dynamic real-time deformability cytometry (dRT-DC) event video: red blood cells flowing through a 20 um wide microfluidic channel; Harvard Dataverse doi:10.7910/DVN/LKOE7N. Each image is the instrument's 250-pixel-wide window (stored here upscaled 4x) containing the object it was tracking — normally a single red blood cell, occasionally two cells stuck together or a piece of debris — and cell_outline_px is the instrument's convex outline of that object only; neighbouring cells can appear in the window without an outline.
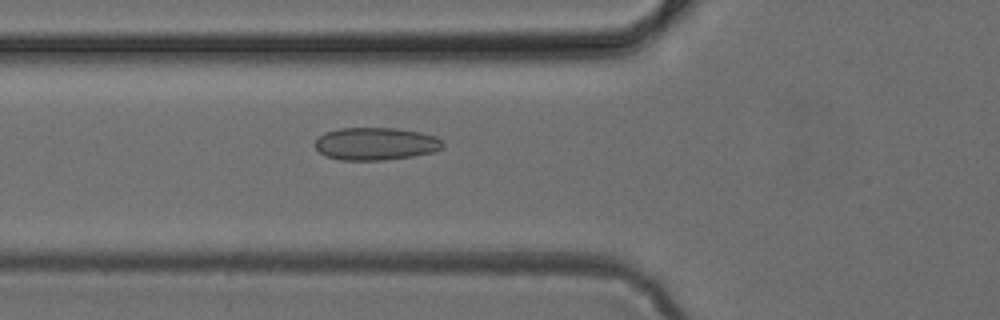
{"species": "common noctule bat (a hibernating species)", "species_latin": "Nyctalus noctula", "temperature_condition": "cold", "stored_images_in_passage": 26, "camera_frame_rate_fps": 3000, "um_per_image_px": 0.085, "animal": {"sex": "female", "body_mass_g": 24.6, "forearm_length_mm": 56.2}, "frame": {"image": 1, "passage_image": 4, "time_ms": 1.0, "image_size_px": [1000, 320], "cell_outline_px": [[444, 144], [440, 148], [432, 152], [412, 156], [384, 160], [340, 160], [324, 156], [312, 144], [324, 132], [340, 128], [396, 128], [420, 132], [436, 136]], "centroid_in_image_um": [31.88, 12.22], "position_along_channel_um": 93.9, "area_um2": 24.33}}
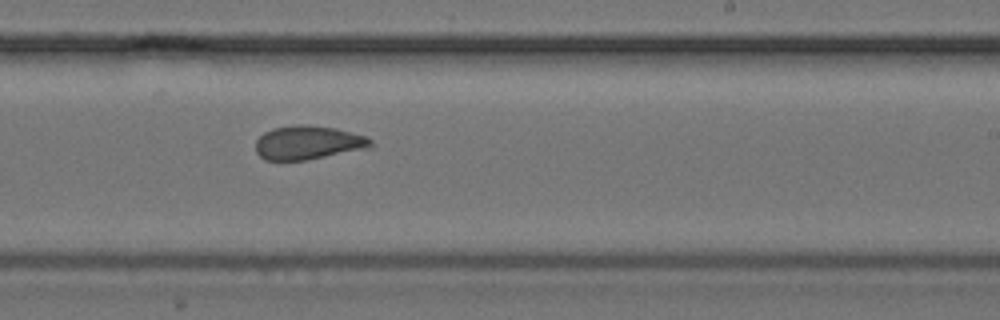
{"frame": {"image": 2, "passage_image": 16, "time_ms": 5.0, "image_size_px": [1000, 320], "cell_outline_px": [[372, 148], [308, 160], [264, 160], [256, 152], [256, 140], [264, 132], [272, 128], [296, 124], [308, 124], [336, 128], [368, 136], [372, 140]], "centroid_in_image_um": [26.23, 12.12], "position_along_channel_um": 262.8, "area_um2": 23.12}}
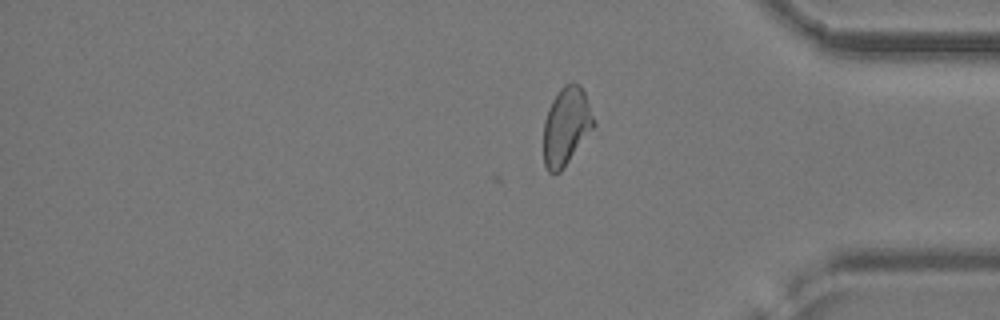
{"frame": {"image": 3, "passage_image": 26, "time_ms": 8.333, "image_size_px": [1000, 320], "cell_outline_px": [[596, 124], [560, 172], [548, 172], [544, 164], [544, 120], [548, 108], [552, 100], [560, 88], [564, 84], [580, 84], [584, 92]], "centroid_in_image_um": [48.11, 10.72], "position_along_channel_um": 387.1, "area_um2": 22.43}}